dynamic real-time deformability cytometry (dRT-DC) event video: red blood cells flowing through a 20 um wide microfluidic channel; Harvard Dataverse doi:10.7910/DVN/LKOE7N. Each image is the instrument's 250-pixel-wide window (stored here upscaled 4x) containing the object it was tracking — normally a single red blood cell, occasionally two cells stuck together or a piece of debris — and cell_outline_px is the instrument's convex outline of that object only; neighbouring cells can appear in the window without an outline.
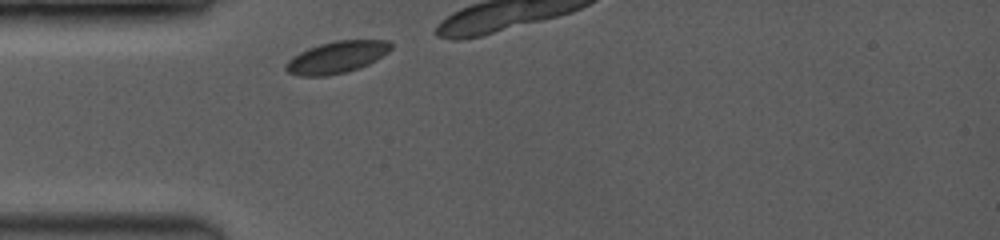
{"species": "common noctule bat (a hibernating species)", "species_latin": "Nyctalus noctula", "temperature_condition": "room temperature", "stored_images_in_passage": 5, "camera_frame_rate_fps": 3500, "um_per_image_px": 0.085, "animal": {"sex": "female", "body_mass_g": 19.0, "forearm_length_mm": 53.3}, "frame": {"image": 1, "passage_image": 1, "time_ms": 0.0, "image_size_px": [1000, 240], "cell_outline_px": [[392, 48], [388, 52], [376, 60], [368, 64], [344, 72], [324, 76], [300, 76], [288, 72], [284, 68], [284, 64], [292, 56], [308, 48], [320, 44], [336, 40], [392, 40]], "centroid_in_image_um": [28.61, 4.85], "position_along_channel_um": 56.4, "area_um2": 19.48}}